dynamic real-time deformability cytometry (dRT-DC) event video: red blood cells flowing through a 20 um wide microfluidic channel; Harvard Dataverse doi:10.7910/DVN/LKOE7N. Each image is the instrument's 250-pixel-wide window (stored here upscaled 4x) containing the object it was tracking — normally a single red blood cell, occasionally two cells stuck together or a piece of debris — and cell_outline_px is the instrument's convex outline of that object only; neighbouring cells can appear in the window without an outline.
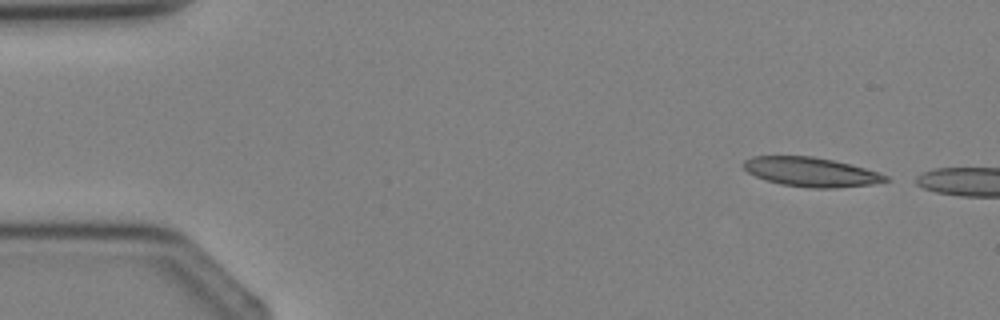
{"species": "Egyptian fruit bat (a non-hibernating species)", "species_latin": "Rousettus aegyptiacus", "temperature_condition": "cold", "stored_images_in_passage": 2, "camera_frame_rate_fps": 3000, "um_per_image_px": 0.085, "animal": {"sex": "female"}, "frame": {"image": 1, "passage_image": 1, "time_ms": 0.0, "image_size_px": [1000, 320], "cell_outline_px": [[892, 180], [872, 184], [836, 188], [812, 188], [780, 184], [756, 176], [748, 172], [744, 168], [744, 160], [752, 156], [812, 156], [852, 164], [880, 172], [888, 176]], "centroid_in_image_um": [68.99, 14.62], "position_along_channel_um": 16.0, "area_um2": 24.28}}